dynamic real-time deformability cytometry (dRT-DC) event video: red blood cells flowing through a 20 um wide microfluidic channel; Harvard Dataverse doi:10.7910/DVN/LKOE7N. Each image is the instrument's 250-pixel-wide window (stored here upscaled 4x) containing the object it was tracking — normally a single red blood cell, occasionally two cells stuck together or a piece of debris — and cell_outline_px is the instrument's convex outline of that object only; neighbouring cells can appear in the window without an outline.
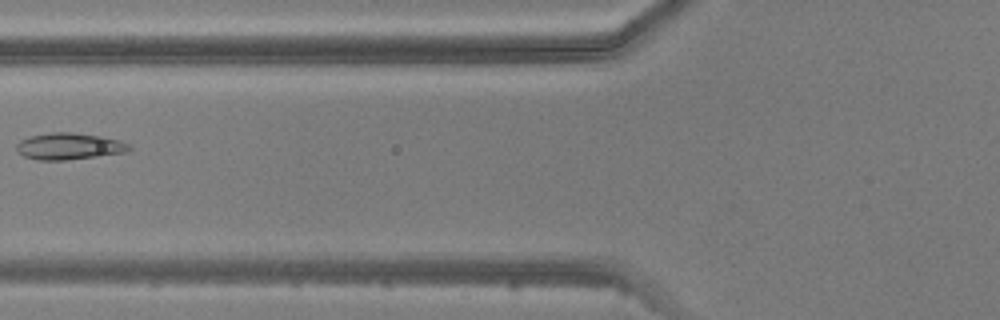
{"species": "common noctule bat (a hibernating species)", "species_latin": "Nyctalus noctula", "temperature_condition": "warm", "stored_images_in_passage": 5, "camera_frame_rate_fps": 3000, "um_per_image_px": 0.085, "animal": {"sex": "male", "body_mass_g": 20.5, "forearm_length_mm": 52.5}, "frame": {"image": 1, "passage_image": 5, "time_ms": 5.0, "image_size_px": [1000, 320], "cell_outline_px": [[132, 148], [128, 152], [64, 160], [40, 160], [24, 156], [16, 152], [16, 144], [20, 140], [28, 136], [52, 132], [72, 132], [100, 136], [116, 140], [128, 144]], "centroid_in_image_um": [5.82, 12.43], "position_along_channel_um": 120.0, "area_um2": 17.4}}